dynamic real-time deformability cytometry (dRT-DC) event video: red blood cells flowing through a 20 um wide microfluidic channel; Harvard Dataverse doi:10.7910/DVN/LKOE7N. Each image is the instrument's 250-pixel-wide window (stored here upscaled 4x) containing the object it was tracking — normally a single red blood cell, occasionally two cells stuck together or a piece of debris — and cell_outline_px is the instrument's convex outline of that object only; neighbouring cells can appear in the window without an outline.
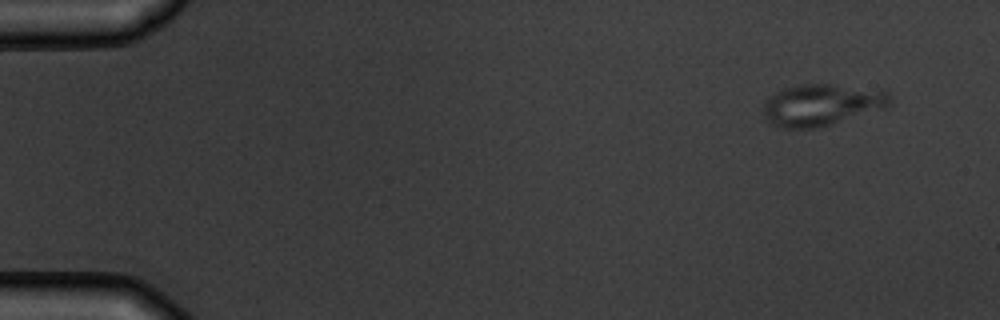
{"species": "common noctule bat (a hibernating species)", "species_latin": "Nyctalus noctula", "temperature_condition": "warm", "stored_images_in_passage": 5, "camera_frame_rate_fps": 3000, "um_per_image_px": 0.085, "animal": {"sex": "male", "body_mass_g": 19.5, "forearm_length_mm": 54.6}, "frame": {"image": 1, "passage_image": 1, "time_ms": 0.0, "image_size_px": [1000, 320], "cell_outline_px": [[892, 104], [888, 108], [820, 128], [780, 128], [768, 124], [764, 120], [764, 100], [776, 92], [784, 88], [800, 84], [832, 84], [884, 88], [888, 92], [892, 100]], "centroid_in_image_um": [69.91, 8.91], "position_along_channel_um": 15.1, "area_um2": 31.91}}